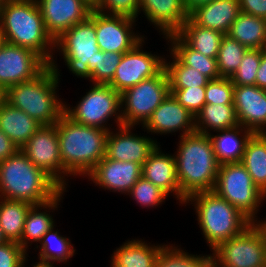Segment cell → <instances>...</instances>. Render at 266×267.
<instances>
[{
  "mask_svg": "<svg viewBox=\"0 0 266 267\" xmlns=\"http://www.w3.org/2000/svg\"><path fill=\"white\" fill-rule=\"evenodd\" d=\"M56 126L63 165V190H66L68 177H86L104 158L109 131L75 123L65 114Z\"/></svg>",
  "mask_w": 266,
  "mask_h": 267,
  "instance_id": "obj_1",
  "label": "cell"
},
{
  "mask_svg": "<svg viewBox=\"0 0 266 267\" xmlns=\"http://www.w3.org/2000/svg\"><path fill=\"white\" fill-rule=\"evenodd\" d=\"M0 33L6 43L37 53L48 65L55 41L45 28L37 0H6L0 8Z\"/></svg>",
  "mask_w": 266,
  "mask_h": 267,
  "instance_id": "obj_2",
  "label": "cell"
},
{
  "mask_svg": "<svg viewBox=\"0 0 266 267\" xmlns=\"http://www.w3.org/2000/svg\"><path fill=\"white\" fill-rule=\"evenodd\" d=\"M174 153L182 204L195 193L213 191L220 163L207 134L193 132L179 139Z\"/></svg>",
  "mask_w": 266,
  "mask_h": 267,
  "instance_id": "obj_3",
  "label": "cell"
},
{
  "mask_svg": "<svg viewBox=\"0 0 266 267\" xmlns=\"http://www.w3.org/2000/svg\"><path fill=\"white\" fill-rule=\"evenodd\" d=\"M58 67L53 59L34 79L7 88L3 100L41 125L55 124L64 114L65 102L57 95L61 78Z\"/></svg>",
  "mask_w": 266,
  "mask_h": 267,
  "instance_id": "obj_4",
  "label": "cell"
},
{
  "mask_svg": "<svg viewBox=\"0 0 266 267\" xmlns=\"http://www.w3.org/2000/svg\"><path fill=\"white\" fill-rule=\"evenodd\" d=\"M63 189L19 149L0 162V198L40 205Z\"/></svg>",
  "mask_w": 266,
  "mask_h": 267,
  "instance_id": "obj_5",
  "label": "cell"
},
{
  "mask_svg": "<svg viewBox=\"0 0 266 267\" xmlns=\"http://www.w3.org/2000/svg\"><path fill=\"white\" fill-rule=\"evenodd\" d=\"M193 204L198 225L210 251L221 242L243 232L253 222L214 191L191 195L185 204Z\"/></svg>",
  "mask_w": 266,
  "mask_h": 267,
  "instance_id": "obj_6",
  "label": "cell"
},
{
  "mask_svg": "<svg viewBox=\"0 0 266 267\" xmlns=\"http://www.w3.org/2000/svg\"><path fill=\"white\" fill-rule=\"evenodd\" d=\"M54 49L55 53L61 52L70 72L91 82V75L96 69L97 52L100 51L95 30V10L85 21L75 24L56 39Z\"/></svg>",
  "mask_w": 266,
  "mask_h": 267,
  "instance_id": "obj_7",
  "label": "cell"
},
{
  "mask_svg": "<svg viewBox=\"0 0 266 267\" xmlns=\"http://www.w3.org/2000/svg\"><path fill=\"white\" fill-rule=\"evenodd\" d=\"M213 191L256 223L266 195L255 186L241 162L220 164Z\"/></svg>",
  "mask_w": 266,
  "mask_h": 267,
  "instance_id": "obj_8",
  "label": "cell"
},
{
  "mask_svg": "<svg viewBox=\"0 0 266 267\" xmlns=\"http://www.w3.org/2000/svg\"><path fill=\"white\" fill-rule=\"evenodd\" d=\"M91 89L76 106L64 102V114L75 123L110 131L109 119L114 118L117 127L123 125L121 118V93L110 85L92 84Z\"/></svg>",
  "mask_w": 266,
  "mask_h": 267,
  "instance_id": "obj_9",
  "label": "cell"
},
{
  "mask_svg": "<svg viewBox=\"0 0 266 267\" xmlns=\"http://www.w3.org/2000/svg\"><path fill=\"white\" fill-rule=\"evenodd\" d=\"M170 95L166 70L143 80L121 93V118L123 125L142 127L159 105Z\"/></svg>",
  "mask_w": 266,
  "mask_h": 267,
  "instance_id": "obj_10",
  "label": "cell"
},
{
  "mask_svg": "<svg viewBox=\"0 0 266 267\" xmlns=\"http://www.w3.org/2000/svg\"><path fill=\"white\" fill-rule=\"evenodd\" d=\"M211 252L214 267H261L266 264V237L259 226L252 223Z\"/></svg>",
  "mask_w": 266,
  "mask_h": 267,
  "instance_id": "obj_11",
  "label": "cell"
},
{
  "mask_svg": "<svg viewBox=\"0 0 266 267\" xmlns=\"http://www.w3.org/2000/svg\"><path fill=\"white\" fill-rule=\"evenodd\" d=\"M143 38L131 50L125 52L109 84L114 90L122 93L143 80L158 75L164 69V56L152 54L142 49Z\"/></svg>",
  "mask_w": 266,
  "mask_h": 267,
  "instance_id": "obj_12",
  "label": "cell"
},
{
  "mask_svg": "<svg viewBox=\"0 0 266 267\" xmlns=\"http://www.w3.org/2000/svg\"><path fill=\"white\" fill-rule=\"evenodd\" d=\"M21 150L63 189V165L56 123L41 125Z\"/></svg>",
  "mask_w": 266,
  "mask_h": 267,
  "instance_id": "obj_13",
  "label": "cell"
},
{
  "mask_svg": "<svg viewBox=\"0 0 266 267\" xmlns=\"http://www.w3.org/2000/svg\"><path fill=\"white\" fill-rule=\"evenodd\" d=\"M48 64L34 51L5 43L0 52V90L34 79Z\"/></svg>",
  "mask_w": 266,
  "mask_h": 267,
  "instance_id": "obj_14",
  "label": "cell"
},
{
  "mask_svg": "<svg viewBox=\"0 0 266 267\" xmlns=\"http://www.w3.org/2000/svg\"><path fill=\"white\" fill-rule=\"evenodd\" d=\"M135 22L136 19L132 17L107 15L95 10V30L99 49L113 53L131 50L144 38V35L133 31Z\"/></svg>",
  "mask_w": 266,
  "mask_h": 267,
  "instance_id": "obj_15",
  "label": "cell"
},
{
  "mask_svg": "<svg viewBox=\"0 0 266 267\" xmlns=\"http://www.w3.org/2000/svg\"><path fill=\"white\" fill-rule=\"evenodd\" d=\"M45 28L55 41L75 24L85 21L93 7L85 0H37Z\"/></svg>",
  "mask_w": 266,
  "mask_h": 267,
  "instance_id": "obj_16",
  "label": "cell"
},
{
  "mask_svg": "<svg viewBox=\"0 0 266 267\" xmlns=\"http://www.w3.org/2000/svg\"><path fill=\"white\" fill-rule=\"evenodd\" d=\"M112 130L107 136L105 156L115 161L136 162L142 166L159 145L153 138L132 133L134 126H118L115 133Z\"/></svg>",
  "mask_w": 266,
  "mask_h": 267,
  "instance_id": "obj_17",
  "label": "cell"
},
{
  "mask_svg": "<svg viewBox=\"0 0 266 267\" xmlns=\"http://www.w3.org/2000/svg\"><path fill=\"white\" fill-rule=\"evenodd\" d=\"M142 166L136 162H122L104 158L86 176L104 190L128 194L142 176Z\"/></svg>",
  "mask_w": 266,
  "mask_h": 267,
  "instance_id": "obj_18",
  "label": "cell"
},
{
  "mask_svg": "<svg viewBox=\"0 0 266 267\" xmlns=\"http://www.w3.org/2000/svg\"><path fill=\"white\" fill-rule=\"evenodd\" d=\"M233 105L239 125L253 134H266V90L256 85L235 86Z\"/></svg>",
  "mask_w": 266,
  "mask_h": 267,
  "instance_id": "obj_19",
  "label": "cell"
},
{
  "mask_svg": "<svg viewBox=\"0 0 266 267\" xmlns=\"http://www.w3.org/2000/svg\"><path fill=\"white\" fill-rule=\"evenodd\" d=\"M142 129L152 135L182 131L179 135L182 137L195 132V117L170 94L153 112Z\"/></svg>",
  "mask_w": 266,
  "mask_h": 267,
  "instance_id": "obj_20",
  "label": "cell"
},
{
  "mask_svg": "<svg viewBox=\"0 0 266 267\" xmlns=\"http://www.w3.org/2000/svg\"><path fill=\"white\" fill-rule=\"evenodd\" d=\"M141 11L163 36L176 33L189 18L182 0H140Z\"/></svg>",
  "mask_w": 266,
  "mask_h": 267,
  "instance_id": "obj_21",
  "label": "cell"
},
{
  "mask_svg": "<svg viewBox=\"0 0 266 267\" xmlns=\"http://www.w3.org/2000/svg\"><path fill=\"white\" fill-rule=\"evenodd\" d=\"M158 145L142 165V176L182 204V192L177 179L174 154L163 153Z\"/></svg>",
  "mask_w": 266,
  "mask_h": 267,
  "instance_id": "obj_22",
  "label": "cell"
},
{
  "mask_svg": "<svg viewBox=\"0 0 266 267\" xmlns=\"http://www.w3.org/2000/svg\"><path fill=\"white\" fill-rule=\"evenodd\" d=\"M240 13L239 0H213L195 8L189 17L199 26L227 35Z\"/></svg>",
  "mask_w": 266,
  "mask_h": 267,
  "instance_id": "obj_23",
  "label": "cell"
},
{
  "mask_svg": "<svg viewBox=\"0 0 266 267\" xmlns=\"http://www.w3.org/2000/svg\"><path fill=\"white\" fill-rule=\"evenodd\" d=\"M64 192H66V190H62L50 202L40 205H33L30 208L25 219L21 242L19 243L26 252L33 242L38 244L43 235L55 225V220L53 219V215L50 214V210H58L57 208L60 205V200L64 196Z\"/></svg>",
  "mask_w": 266,
  "mask_h": 267,
  "instance_id": "obj_24",
  "label": "cell"
},
{
  "mask_svg": "<svg viewBox=\"0 0 266 267\" xmlns=\"http://www.w3.org/2000/svg\"><path fill=\"white\" fill-rule=\"evenodd\" d=\"M41 124L4 100L0 102V129L21 149Z\"/></svg>",
  "mask_w": 266,
  "mask_h": 267,
  "instance_id": "obj_25",
  "label": "cell"
},
{
  "mask_svg": "<svg viewBox=\"0 0 266 267\" xmlns=\"http://www.w3.org/2000/svg\"><path fill=\"white\" fill-rule=\"evenodd\" d=\"M142 240H128L116 248L110 257V267H154L163 244L151 245Z\"/></svg>",
  "mask_w": 266,
  "mask_h": 267,
  "instance_id": "obj_26",
  "label": "cell"
},
{
  "mask_svg": "<svg viewBox=\"0 0 266 267\" xmlns=\"http://www.w3.org/2000/svg\"><path fill=\"white\" fill-rule=\"evenodd\" d=\"M216 133L208 136L218 162L220 164L241 162L245 145L253 133L241 125L232 129L219 130Z\"/></svg>",
  "mask_w": 266,
  "mask_h": 267,
  "instance_id": "obj_27",
  "label": "cell"
},
{
  "mask_svg": "<svg viewBox=\"0 0 266 267\" xmlns=\"http://www.w3.org/2000/svg\"><path fill=\"white\" fill-rule=\"evenodd\" d=\"M227 35L247 49H266V19L241 12Z\"/></svg>",
  "mask_w": 266,
  "mask_h": 267,
  "instance_id": "obj_28",
  "label": "cell"
},
{
  "mask_svg": "<svg viewBox=\"0 0 266 267\" xmlns=\"http://www.w3.org/2000/svg\"><path fill=\"white\" fill-rule=\"evenodd\" d=\"M169 51L184 65L192 67L209 80L220 78L216 58H211L190 48L176 33L165 37ZM170 41V42H169Z\"/></svg>",
  "mask_w": 266,
  "mask_h": 267,
  "instance_id": "obj_29",
  "label": "cell"
},
{
  "mask_svg": "<svg viewBox=\"0 0 266 267\" xmlns=\"http://www.w3.org/2000/svg\"><path fill=\"white\" fill-rule=\"evenodd\" d=\"M176 34L192 49L201 54L216 58L224 34L197 25L190 17Z\"/></svg>",
  "mask_w": 266,
  "mask_h": 267,
  "instance_id": "obj_30",
  "label": "cell"
},
{
  "mask_svg": "<svg viewBox=\"0 0 266 267\" xmlns=\"http://www.w3.org/2000/svg\"><path fill=\"white\" fill-rule=\"evenodd\" d=\"M239 125L234 105L205 104L195 117V132L211 134Z\"/></svg>",
  "mask_w": 266,
  "mask_h": 267,
  "instance_id": "obj_31",
  "label": "cell"
},
{
  "mask_svg": "<svg viewBox=\"0 0 266 267\" xmlns=\"http://www.w3.org/2000/svg\"><path fill=\"white\" fill-rule=\"evenodd\" d=\"M241 163L255 186L266 195V134H252L245 145Z\"/></svg>",
  "mask_w": 266,
  "mask_h": 267,
  "instance_id": "obj_32",
  "label": "cell"
},
{
  "mask_svg": "<svg viewBox=\"0 0 266 267\" xmlns=\"http://www.w3.org/2000/svg\"><path fill=\"white\" fill-rule=\"evenodd\" d=\"M32 206L28 202L0 198V227L6 241L21 242L25 219Z\"/></svg>",
  "mask_w": 266,
  "mask_h": 267,
  "instance_id": "obj_33",
  "label": "cell"
},
{
  "mask_svg": "<svg viewBox=\"0 0 266 267\" xmlns=\"http://www.w3.org/2000/svg\"><path fill=\"white\" fill-rule=\"evenodd\" d=\"M52 226L42 237L39 242L40 245H36L35 248H40L38 253V259L43 261H49L52 263L62 262L67 263L69 259L75 254V249L71 240L66 236L63 237L59 234V231H54Z\"/></svg>",
  "mask_w": 266,
  "mask_h": 267,
  "instance_id": "obj_34",
  "label": "cell"
},
{
  "mask_svg": "<svg viewBox=\"0 0 266 267\" xmlns=\"http://www.w3.org/2000/svg\"><path fill=\"white\" fill-rule=\"evenodd\" d=\"M154 267H214L213 255L189 254L175 244H164Z\"/></svg>",
  "mask_w": 266,
  "mask_h": 267,
  "instance_id": "obj_35",
  "label": "cell"
},
{
  "mask_svg": "<svg viewBox=\"0 0 266 267\" xmlns=\"http://www.w3.org/2000/svg\"><path fill=\"white\" fill-rule=\"evenodd\" d=\"M171 61L164 59L170 89L206 87L209 79L192 67L182 64L170 51Z\"/></svg>",
  "mask_w": 266,
  "mask_h": 267,
  "instance_id": "obj_36",
  "label": "cell"
},
{
  "mask_svg": "<svg viewBox=\"0 0 266 267\" xmlns=\"http://www.w3.org/2000/svg\"><path fill=\"white\" fill-rule=\"evenodd\" d=\"M247 48L237 40L224 35L216 57L218 72L221 77L230 78L239 68Z\"/></svg>",
  "mask_w": 266,
  "mask_h": 267,
  "instance_id": "obj_37",
  "label": "cell"
},
{
  "mask_svg": "<svg viewBox=\"0 0 266 267\" xmlns=\"http://www.w3.org/2000/svg\"><path fill=\"white\" fill-rule=\"evenodd\" d=\"M262 59V49H247L239 68L230 77L235 86L256 85L257 71Z\"/></svg>",
  "mask_w": 266,
  "mask_h": 267,
  "instance_id": "obj_38",
  "label": "cell"
},
{
  "mask_svg": "<svg viewBox=\"0 0 266 267\" xmlns=\"http://www.w3.org/2000/svg\"><path fill=\"white\" fill-rule=\"evenodd\" d=\"M143 208H156L165 202L168 196L163 190L155 186L151 181L141 176L127 194Z\"/></svg>",
  "mask_w": 266,
  "mask_h": 267,
  "instance_id": "obj_39",
  "label": "cell"
},
{
  "mask_svg": "<svg viewBox=\"0 0 266 267\" xmlns=\"http://www.w3.org/2000/svg\"><path fill=\"white\" fill-rule=\"evenodd\" d=\"M124 53L97 52L96 69L91 75L92 84L109 85Z\"/></svg>",
  "mask_w": 266,
  "mask_h": 267,
  "instance_id": "obj_40",
  "label": "cell"
},
{
  "mask_svg": "<svg viewBox=\"0 0 266 267\" xmlns=\"http://www.w3.org/2000/svg\"><path fill=\"white\" fill-rule=\"evenodd\" d=\"M234 87L230 78L209 80L205 91L206 104L233 105Z\"/></svg>",
  "mask_w": 266,
  "mask_h": 267,
  "instance_id": "obj_41",
  "label": "cell"
},
{
  "mask_svg": "<svg viewBox=\"0 0 266 267\" xmlns=\"http://www.w3.org/2000/svg\"><path fill=\"white\" fill-rule=\"evenodd\" d=\"M206 87H194L185 89H170V94L194 117L201 111L206 104Z\"/></svg>",
  "mask_w": 266,
  "mask_h": 267,
  "instance_id": "obj_42",
  "label": "cell"
},
{
  "mask_svg": "<svg viewBox=\"0 0 266 267\" xmlns=\"http://www.w3.org/2000/svg\"><path fill=\"white\" fill-rule=\"evenodd\" d=\"M140 0H99L93 7L99 13L138 18Z\"/></svg>",
  "mask_w": 266,
  "mask_h": 267,
  "instance_id": "obj_43",
  "label": "cell"
},
{
  "mask_svg": "<svg viewBox=\"0 0 266 267\" xmlns=\"http://www.w3.org/2000/svg\"><path fill=\"white\" fill-rule=\"evenodd\" d=\"M26 254L19 243L6 241L0 244V267H22Z\"/></svg>",
  "mask_w": 266,
  "mask_h": 267,
  "instance_id": "obj_44",
  "label": "cell"
},
{
  "mask_svg": "<svg viewBox=\"0 0 266 267\" xmlns=\"http://www.w3.org/2000/svg\"><path fill=\"white\" fill-rule=\"evenodd\" d=\"M242 13L266 19V0H239Z\"/></svg>",
  "mask_w": 266,
  "mask_h": 267,
  "instance_id": "obj_45",
  "label": "cell"
},
{
  "mask_svg": "<svg viewBox=\"0 0 266 267\" xmlns=\"http://www.w3.org/2000/svg\"><path fill=\"white\" fill-rule=\"evenodd\" d=\"M19 148L0 129V162L14 155Z\"/></svg>",
  "mask_w": 266,
  "mask_h": 267,
  "instance_id": "obj_46",
  "label": "cell"
},
{
  "mask_svg": "<svg viewBox=\"0 0 266 267\" xmlns=\"http://www.w3.org/2000/svg\"><path fill=\"white\" fill-rule=\"evenodd\" d=\"M256 86L266 90V49H262V59L257 71Z\"/></svg>",
  "mask_w": 266,
  "mask_h": 267,
  "instance_id": "obj_47",
  "label": "cell"
},
{
  "mask_svg": "<svg viewBox=\"0 0 266 267\" xmlns=\"http://www.w3.org/2000/svg\"><path fill=\"white\" fill-rule=\"evenodd\" d=\"M213 0H182L183 5L187 9L188 13L190 14L195 8L207 4Z\"/></svg>",
  "mask_w": 266,
  "mask_h": 267,
  "instance_id": "obj_48",
  "label": "cell"
},
{
  "mask_svg": "<svg viewBox=\"0 0 266 267\" xmlns=\"http://www.w3.org/2000/svg\"><path fill=\"white\" fill-rule=\"evenodd\" d=\"M54 263L49 262V261H43V260H38V262H35V264L33 263V267H54L53 266Z\"/></svg>",
  "mask_w": 266,
  "mask_h": 267,
  "instance_id": "obj_49",
  "label": "cell"
},
{
  "mask_svg": "<svg viewBox=\"0 0 266 267\" xmlns=\"http://www.w3.org/2000/svg\"><path fill=\"white\" fill-rule=\"evenodd\" d=\"M256 224L259 226V228L263 231L265 237H266V220H257Z\"/></svg>",
  "mask_w": 266,
  "mask_h": 267,
  "instance_id": "obj_50",
  "label": "cell"
},
{
  "mask_svg": "<svg viewBox=\"0 0 266 267\" xmlns=\"http://www.w3.org/2000/svg\"><path fill=\"white\" fill-rule=\"evenodd\" d=\"M6 43V40L4 39V37L2 36V34L0 33V52L4 46V44Z\"/></svg>",
  "mask_w": 266,
  "mask_h": 267,
  "instance_id": "obj_51",
  "label": "cell"
},
{
  "mask_svg": "<svg viewBox=\"0 0 266 267\" xmlns=\"http://www.w3.org/2000/svg\"><path fill=\"white\" fill-rule=\"evenodd\" d=\"M90 6L94 7L99 0H85Z\"/></svg>",
  "mask_w": 266,
  "mask_h": 267,
  "instance_id": "obj_52",
  "label": "cell"
},
{
  "mask_svg": "<svg viewBox=\"0 0 266 267\" xmlns=\"http://www.w3.org/2000/svg\"><path fill=\"white\" fill-rule=\"evenodd\" d=\"M5 242H6V239L4 238L1 227H0V244H3Z\"/></svg>",
  "mask_w": 266,
  "mask_h": 267,
  "instance_id": "obj_53",
  "label": "cell"
},
{
  "mask_svg": "<svg viewBox=\"0 0 266 267\" xmlns=\"http://www.w3.org/2000/svg\"><path fill=\"white\" fill-rule=\"evenodd\" d=\"M27 255H28V254H26V255L24 256V259H23V261H22V267H25V265L27 264V263H26V262H27L26 260L28 259V258H27Z\"/></svg>",
  "mask_w": 266,
  "mask_h": 267,
  "instance_id": "obj_54",
  "label": "cell"
},
{
  "mask_svg": "<svg viewBox=\"0 0 266 267\" xmlns=\"http://www.w3.org/2000/svg\"><path fill=\"white\" fill-rule=\"evenodd\" d=\"M3 100V92L0 90V102Z\"/></svg>",
  "mask_w": 266,
  "mask_h": 267,
  "instance_id": "obj_55",
  "label": "cell"
},
{
  "mask_svg": "<svg viewBox=\"0 0 266 267\" xmlns=\"http://www.w3.org/2000/svg\"><path fill=\"white\" fill-rule=\"evenodd\" d=\"M6 0H0V8L5 3Z\"/></svg>",
  "mask_w": 266,
  "mask_h": 267,
  "instance_id": "obj_56",
  "label": "cell"
}]
</instances>
